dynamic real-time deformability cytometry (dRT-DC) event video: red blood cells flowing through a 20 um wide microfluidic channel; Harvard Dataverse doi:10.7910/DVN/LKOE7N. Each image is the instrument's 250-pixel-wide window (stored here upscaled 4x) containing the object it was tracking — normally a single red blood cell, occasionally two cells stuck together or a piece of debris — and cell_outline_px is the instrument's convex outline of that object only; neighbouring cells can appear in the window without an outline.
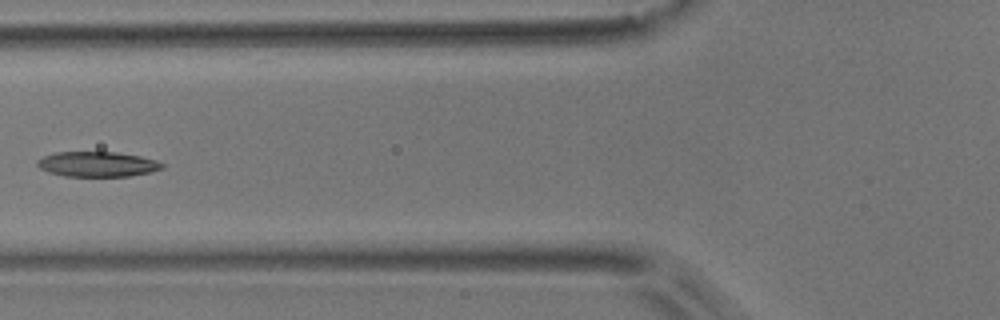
{"species": "common noctule bat (a hibernating species)", "species_latin": "Nyctalus noctula", "temperature_condition": "room temperature", "stored_images_in_passage": 5, "camera_frame_rate_fps": 3000, "um_per_image_px": 0.085, "animal": {"sex": "male", "body_mass_g": 17.9}, "frame": {"image": 1, "passage_image": 4, "time_ms": 1.0, "image_size_px": [1000, 320], "cell_outline_px": [[164, 168], [152, 172], [128, 176], [64, 176], [48, 172], [40, 168], [36, 164], [36, 160], [44, 156], [56, 152], [116, 152], [140, 156], [156, 160], [164, 164]], "centroid_in_image_um": [8.28, 13.95], "position_along_channel_um": 117.5, "area_um2": 18.32}}
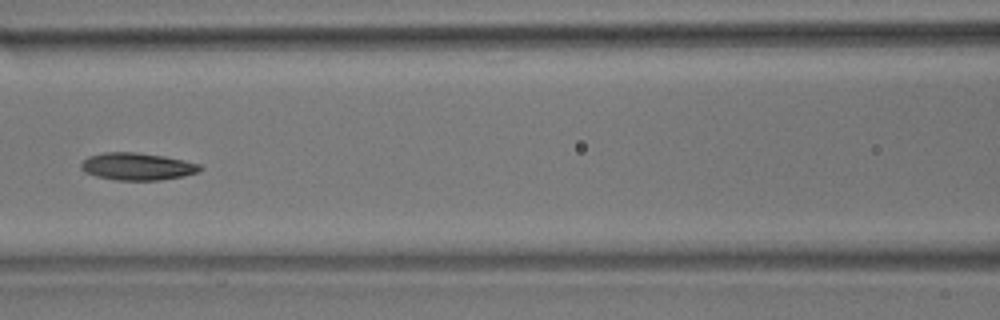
{"frame": {"image": 2, "passage_image": 5, "time_ms": 1.333, "image_size_px": [1000, 320], "cell_outline_px": [[204, 168], [200, 172], [184, 176], [160, 180], [116, 180], [96, 176], [84, 172], [80, 168], [80, 164], [88, 156], [104, 152], [136, 152], [164, 156], [184, 160], [200, 164]], "centroid_in_image_um": [11.69, 14.15], "position_along_channel_um": 154.9, "area_um2": 19.13}}